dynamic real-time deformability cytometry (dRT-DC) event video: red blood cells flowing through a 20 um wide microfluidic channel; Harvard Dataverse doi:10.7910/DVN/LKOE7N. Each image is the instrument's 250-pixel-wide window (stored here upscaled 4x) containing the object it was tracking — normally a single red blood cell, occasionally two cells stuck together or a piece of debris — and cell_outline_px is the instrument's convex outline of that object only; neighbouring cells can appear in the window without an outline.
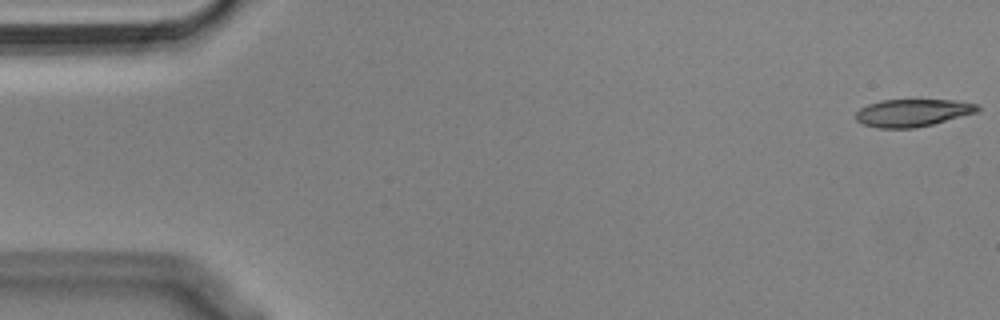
{"species": "Egyptian fruit bat (a non-hibernating species)", "species_latin": "Rousettus aegyptiacus", "temperature_condition": "cold", "stored_images_in_passage": 55, "camera_frame_rate_fps": 3000, "um_per_image_px": 0.085, "animal": {"sex": "male"}, "frame": {"image": 1, "passage_image": 1, "time_ms": 0.0, "image_size_px": [1000, 320], "cell_outline_px": [[980, 112], [916, 128], [876, 128], [864, 124], [856, 120], [856, 112], [860, 108], [868, 104], [880, 100], [952, 100], [976, 104], [980, 108]], "centroid_in_image_um": [77.57, 9.59], "position_along_channel_um": 7.4, "area_um2": 19.54}}
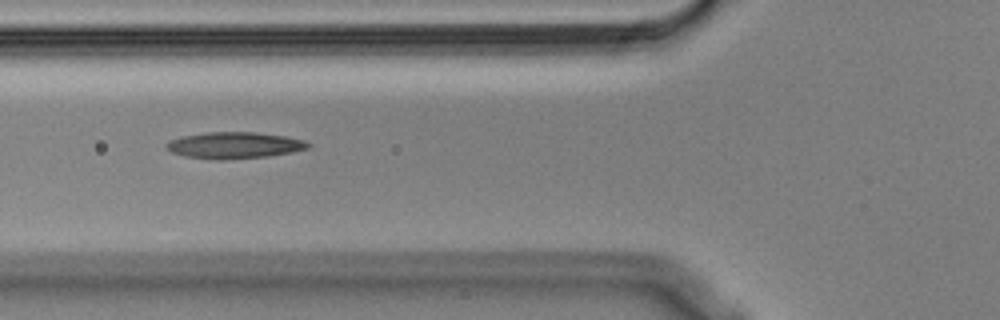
{"frame": {"image": 2, "passage_image": 20, "time_ms": 6.333, "image_size_px": [1000, 320], "cell_outline_px": [[312, 144], [308, 148], [292, 152], [268, 156], [220, 160], [184, 156], [172, 152], [164, 148], [164, 144], [180, 136], [208, 132], [252, 132], [284, 136], [304, 140]], "centroid_in_image_um": [19.89, 12.35], "position_along_channel_um": 105.9, "area_um2": 21.79}}
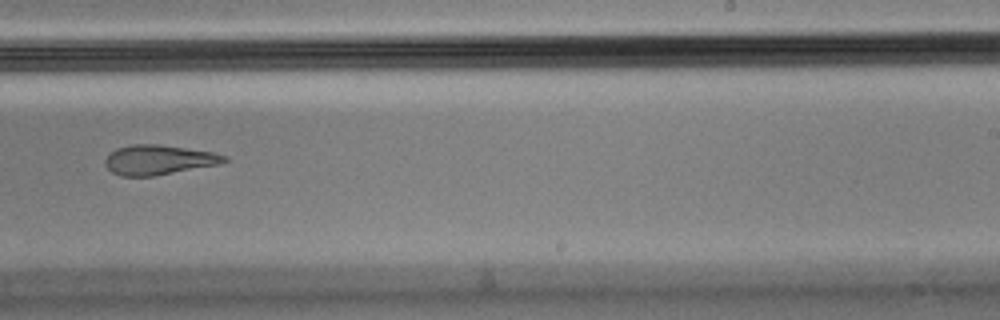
{"frame": {"image": 3, "passage_image": 34, "time_ms": 11.0, "image_size_px": [1000, 320], "cell_outline_px": [[228, 160], [220, 164], [152, 176], [120, 176], [112, 172], [104, 164], [104, 160], [116, 148], [132, 144], [160, 144], [212, 152], [228, 156]], "centroid_in_image_um": [13.48, 13.58], "position_along_channel_um": 275.5, "area_um2": 20.58}, "authors_computed_cell_mechanics": {"area_um2": 21.3282, "velocity_mm_per_s": 3.6329, "shape_relaxation_time_tau1_ms": null, "shape_relaxation_time_tau2_ms": 4.7311, "deformation_change_tau1": null, "deformation_change_tau2": 0.1599}}